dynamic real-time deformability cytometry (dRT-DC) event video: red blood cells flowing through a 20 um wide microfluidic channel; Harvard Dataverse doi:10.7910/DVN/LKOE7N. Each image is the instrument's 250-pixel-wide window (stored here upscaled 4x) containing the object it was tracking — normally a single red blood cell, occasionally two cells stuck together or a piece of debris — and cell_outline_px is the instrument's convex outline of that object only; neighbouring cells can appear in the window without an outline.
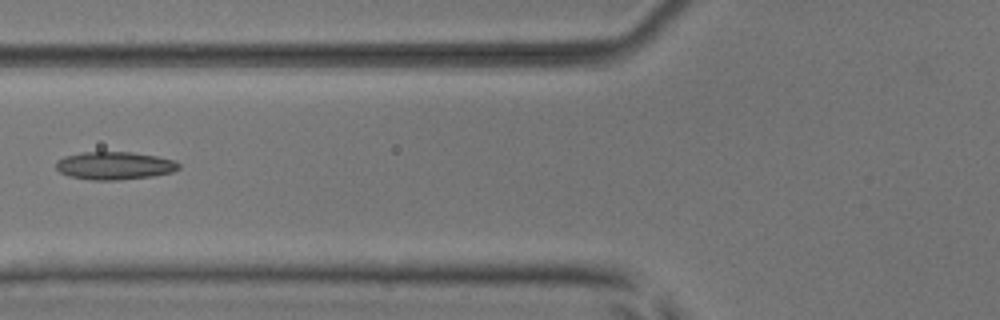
{"species": "common noctule bat (a hibernating species)", "species_latin": "Nyctalus noctula", "temperature_condition": "room temperature", "stored_images_in_passage": 6, "camera_frame_rate_fps": 3000, "um_per_image_px": 0.085, "animal": {"sex": "male", "body_mass_g": 17.9, "forearm_length_mm": 54.2}, "frame": {"image": 1, "passage_image": 5, "time_ms": 5.667, "image_size_px": [1000, 320], "cell_outline_px": [[180, 168], [172, 172], [152, 176], [116, 180], [92, 180], [68, 176], [60, 172], [56, 168], [56, 160], [64, 156], [80, 152], [132, 152], [156, 156], [176, 160], [180, 164]], "centroid_in_image_um": [9.72, 14.07], "position_along_channel_um": 116.1, "area_um2": 20.06}}
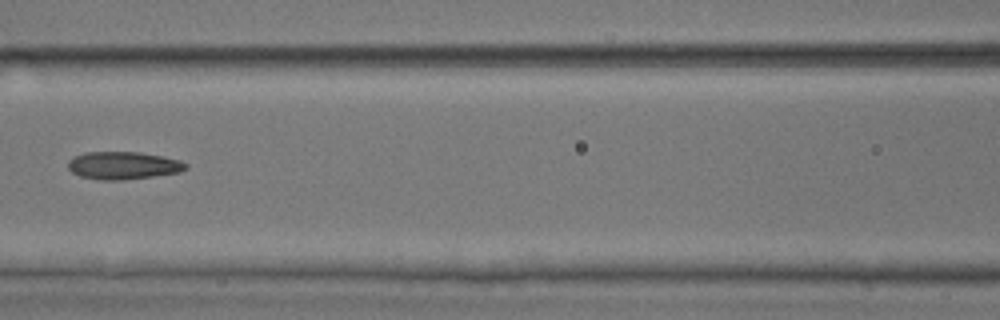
{"frame": {"image": 2, "passage_image": 6, "time_ms": 6.667, "image_size_px": [1000, 320], "cell_outline_px": [[188, 168], [180, 172], [124, 180], [100, 180], [80, 176], [72, 172], [68, 168], [68, 160], [84, 152], [140, 152], [164, 156], [180, 160], [188, 164]], "centroid_in_image_um": [10.49, 14.06], "position_along_channel_um": 156.1, "area_um2": 19.07}}